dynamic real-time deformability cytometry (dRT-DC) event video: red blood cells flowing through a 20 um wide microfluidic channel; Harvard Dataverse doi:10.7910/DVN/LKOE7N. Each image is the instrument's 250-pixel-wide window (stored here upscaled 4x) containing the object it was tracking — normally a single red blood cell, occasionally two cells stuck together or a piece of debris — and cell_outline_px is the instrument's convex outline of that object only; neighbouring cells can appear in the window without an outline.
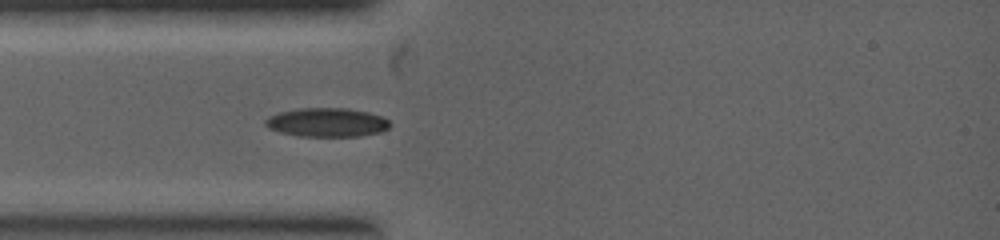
{"species": "common noctule bat (a hibernating species)", "species_latin": "Nyctalus noctula", "temperature_condition": "warm", "stored_images_in_passage": 3, "camera_frame_rate_fps": 5000, "um_per_image_px": 0.085, "animal": {"sex": "female", "body_mass_g": 19.0, "forearm_length_mm": 53.3}, "frame": {"image": 1, "passage_image": 1, "time_ms": 0.0, "image_size_px": [1000, 240], "cell_outline_px": [[392, 124], [388, 128], [380, 132], [360, 136], [300, 136], [280, 132], [268, 128], [264, 124], [264, 120], [268, 116], [280, 112], [296, 108], [348, 108], [368, 112], [380, 116], [388, 120]], "centroid_in_image_um": [27.77, 10.4], "position_along_channel_um": 57.2, "area_um2": 21.04}}